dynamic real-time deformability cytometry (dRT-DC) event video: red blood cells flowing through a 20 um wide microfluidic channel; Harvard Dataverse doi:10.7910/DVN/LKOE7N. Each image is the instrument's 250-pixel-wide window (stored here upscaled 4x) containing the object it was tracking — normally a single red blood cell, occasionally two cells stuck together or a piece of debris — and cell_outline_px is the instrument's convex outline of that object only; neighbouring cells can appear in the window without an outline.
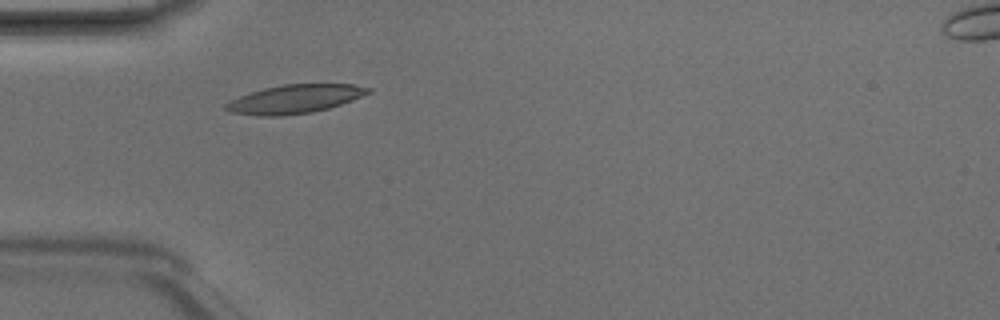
{"species": "Egyptian fruit bat (a non-hibernating species)", "species_latin": "Rousettus aegyptiacus", "temperature_condition": "room temperature", "stored_images_in_passage": 2, "camera_frame_rate_fps": 3000, "um_per_image_px": 0.085, "animal": {"sex": "male"}, "frame": {"image": 1, "passage_image": 2, "time_ms": 0.333, "image_size_px": [1000, 320], "cell_outline_px": [[372, 92], [352, 100], [328, 108], [312, 112], [284, 116], [260, 116], [232, 112], [224, 108], [224, 104], [240, 96], [264, 88], [284, 84], [352, 84], [372, 88]], "centroid_in_image_um": [25.08, 8.42], "position_along_channel_um": 59.9, "area_um2": 23.58}}